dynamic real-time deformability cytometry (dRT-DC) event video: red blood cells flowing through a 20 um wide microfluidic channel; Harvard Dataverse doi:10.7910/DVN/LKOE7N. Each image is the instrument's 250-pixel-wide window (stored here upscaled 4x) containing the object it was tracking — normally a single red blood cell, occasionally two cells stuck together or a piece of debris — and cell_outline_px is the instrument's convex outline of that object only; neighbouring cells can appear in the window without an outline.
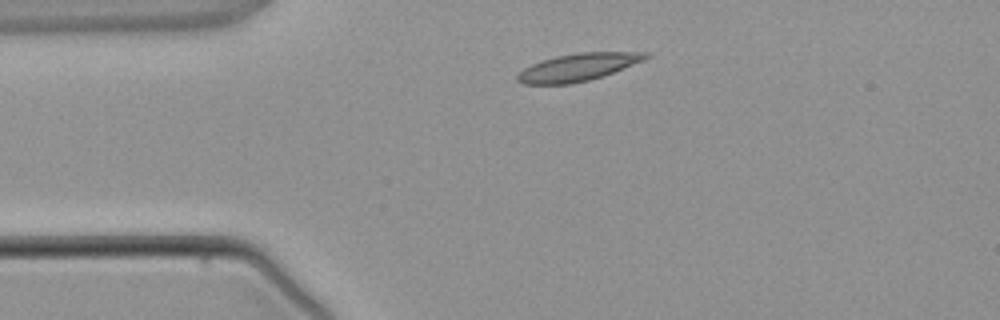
{"species": "common noctule bat (a hibernating species)", "species_latin": "Nyctalus noctula", "temperature_condition": "warm", "stored_images_in_passage": 3, "camera_frame_rate_fps": 3000, "um_per_image_px": 0.085, "animal": {"sex": "male", "body_mass_g": 21.5, "forearm_length_mm": 52.0}, "frame": {"image": 1, "passage_image": 3, "time_ms": 3.333, "image_size_px": [1000, 320], "cell_outline_px": [[652, 56], [644, 60], [604, 76], [572, 84], [524, 84], [516, 80], [516, 76], [524, 68], [532, 64], [556, 56], [580, 52], [648, 52]], "centroid_in_image_um": [49.16, 5.71], "position_along_channel_um": 35.8, "area_um2": 20.52}}